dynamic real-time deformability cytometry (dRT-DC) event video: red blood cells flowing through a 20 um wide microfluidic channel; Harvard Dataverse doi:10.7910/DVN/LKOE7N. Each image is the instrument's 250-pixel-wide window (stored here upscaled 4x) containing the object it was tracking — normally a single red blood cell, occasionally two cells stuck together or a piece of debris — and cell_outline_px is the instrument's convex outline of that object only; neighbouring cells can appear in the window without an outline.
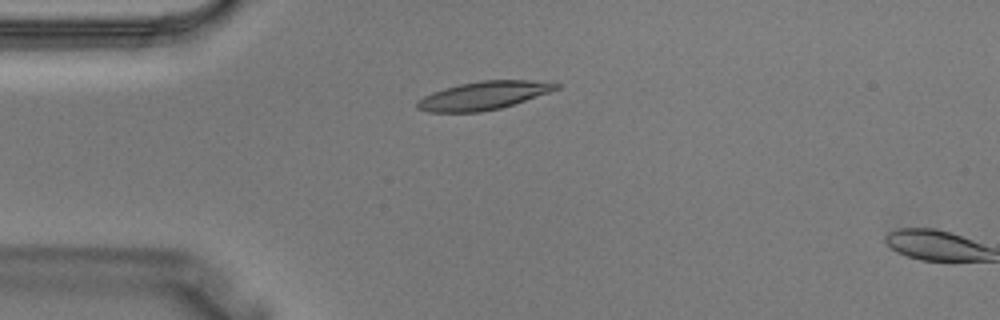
{"species": "Egyptian fruit bat (a non-hibernating species)", "species_latin": "Rousettus aegyptiacus", "temperature_condition": "warm", "stored_images_in_passage": 3, "camera_frame_rate_fps": 3000, "um_per_image_px": 0.085, "animal": {"sex": "male"}, "frame": {"image": 1, "passage_image": 2, "time_ms": 0.333, "image_size_px": [1000, 320], "cell_outline_px": [[560, 88], [500, 108], [480, 112], [428, 112], [416, 108], [416, 104], [424, 96], [432, 92], [444, 88], [460, 84], [480, 80], [528, 80], [560, 84]], "centroid_in_image_um": [41.05, 8.12], "position_along_channel_um": 43.9, "area_um2": 22.48}}